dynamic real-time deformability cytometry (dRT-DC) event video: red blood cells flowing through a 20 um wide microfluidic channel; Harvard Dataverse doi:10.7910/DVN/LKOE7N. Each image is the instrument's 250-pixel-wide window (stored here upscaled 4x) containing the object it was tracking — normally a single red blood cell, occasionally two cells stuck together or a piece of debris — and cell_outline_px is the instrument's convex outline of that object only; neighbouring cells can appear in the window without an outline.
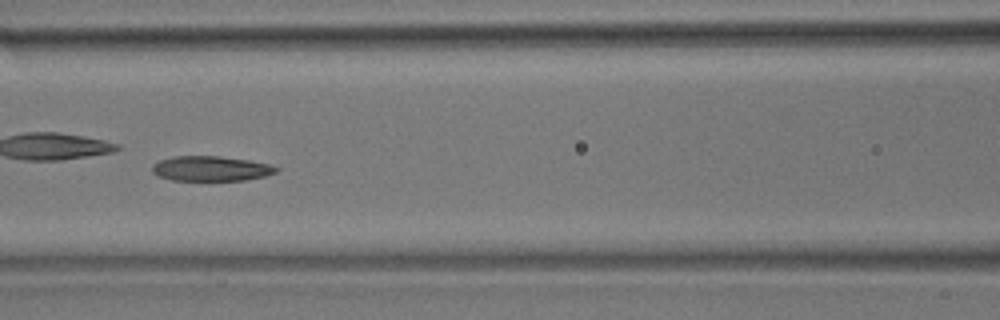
{"species": "common noctule bat (a hibernating species)", "species_latin": "Nyctalus noctula", "temperature_condition": "room temperature", "stored_images_in_passage": 49, "camera_frame_rate_fps": 3000, "um_per_image_px": 0.085, "animal": {"sex": "male", "body_mass_g": 17.9}, "frame": {"image": 1, "passage_image": 22, "time_ms": 7.0, "image_size_px": [1000, 320], "cell_outline_px": [[280, 168], [276, 172], [264, 176], [244, 180], [172, 180], [160, 176], [152, 172], [152, 164], [160, 160], [172, 156], [220, 156], [248, 160], [268, 164]], "centroid_in_image_um": [17.91, 14.32], "position_along_channel_um": 148.7, "area_um2": 17.92}, "authors_computed_cell_mechanics": {"area_um2": 19.4208, "velocity_mm_per_s": 3.9274, "shape_relaxation_time_tau1_ms": 7.1409, "shape_relaxation_time_tau2_ms": 2.229, "deformation_change_tau1": 0.1648, "deformation_change_tau2": 0.0764}}